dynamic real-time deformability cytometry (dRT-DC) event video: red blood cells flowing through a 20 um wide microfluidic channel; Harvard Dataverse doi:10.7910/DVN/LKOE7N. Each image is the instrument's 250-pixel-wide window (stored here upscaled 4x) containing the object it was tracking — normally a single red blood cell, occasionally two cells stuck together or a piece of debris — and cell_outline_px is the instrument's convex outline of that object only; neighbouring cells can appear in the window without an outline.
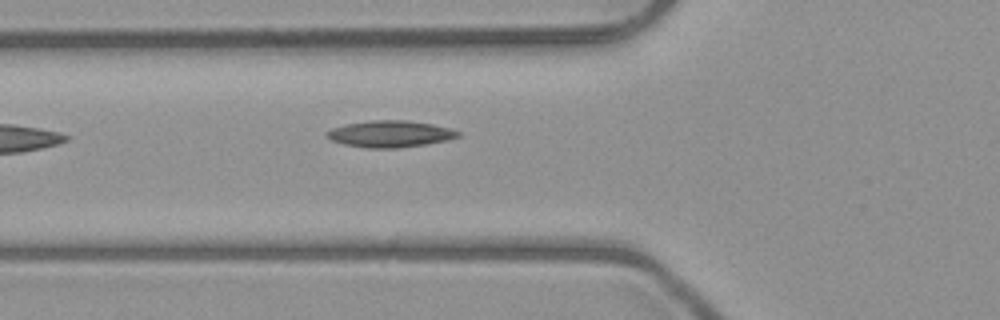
{"species": "common noctule bat (a hibernating species)", "species_latin": "Nyctalus noctula", "temperature_condition": "room temperature", "stored_images_in_passage": 3, "camera_frame_rate_fps": 3000, "um_per_image_px": 0.085, "animal": {"sex": "male", "body_mass_g": 23.1, "forearm_length_mm": 52.7}, "frame": {"image": 1, "passage_image": 3, "time_ms": 2.667, "image_size_px": [1000, 320], "cell_outline_px": [[460, 136], [448, 140], [424, 144], [396, 148], [368, 148], [344, 144], [332, 140], [324, 136], [324, 132], [332, 128], [344, 124], [368, 120], [404, 120], [432, 124], [448, 128], [460, 132]], "centroid_in_image_um": [33.1, 11.37], "position_along_channel_um": 92.7, "area_um2": 20.35}}